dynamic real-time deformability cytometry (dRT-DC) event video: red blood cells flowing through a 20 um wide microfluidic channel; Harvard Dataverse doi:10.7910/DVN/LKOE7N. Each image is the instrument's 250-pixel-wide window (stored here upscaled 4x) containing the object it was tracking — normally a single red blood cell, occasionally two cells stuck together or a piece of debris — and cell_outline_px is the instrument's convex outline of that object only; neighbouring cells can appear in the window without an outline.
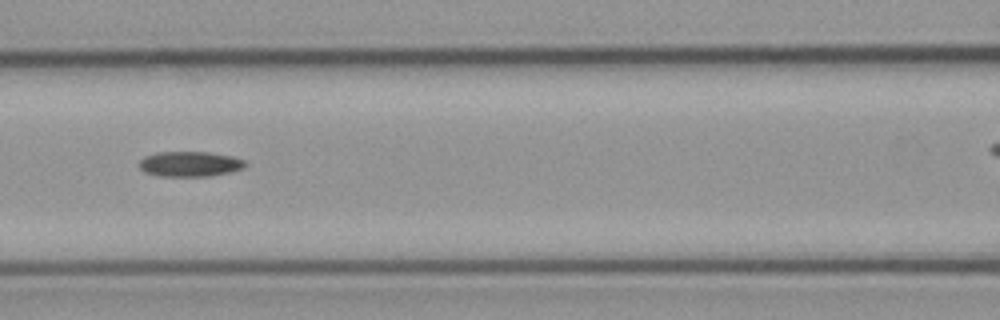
{"species": "common noctule bat (a hibernating species)", "species_latin": "Nyctalus noctula", "temperature_condition": "cold", "stored_images_in_passage": 9, "segment_of_instrument_passage": [1, 2], "camera_frame_rate_fps": 3000, "um_per_image_px": 0.085, "animal": {"sex": "male", "body_mass_g": 23.1, "forearm_length_mm": 52.7}, "frame": {"image": 1, "passage_image": 6, "time_ms": 7.0, "image_size_px": [1000, 320], "cell_outline_px": [[248, 164], [244, 168], [232, 172], [212, 176], [156, 176], [144, 172], [140, 168], [140, 160], [148, 156], [160, 152], [208, 152], [232, 156], [244, 160]], "centroid_in_image_um": [16.19, 13.95], "position_along_channel_um": 150.4, "area_um2": 15.61}}
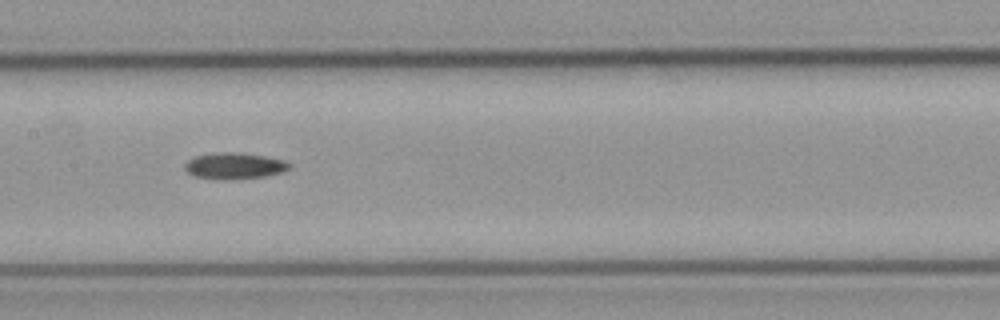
{"frame": {"image": 2, "passage_image": 7, "time_ms": 8.0, "image_size_px": [1000, 320], "cell_outline_px": [[292, 164], [284, 172], [264, 176], [228, 180], [220, 180], [196, 176], [188, 172], [184, 168], [184, 164], [188, 160], [196, 156], [212, 152], [236, 152], [264, 156], [284, 160]], "centroid_in_image_um": [19.91, 14.09], "position_along_channel_um": 187.5, "area_um2": 16.07}}
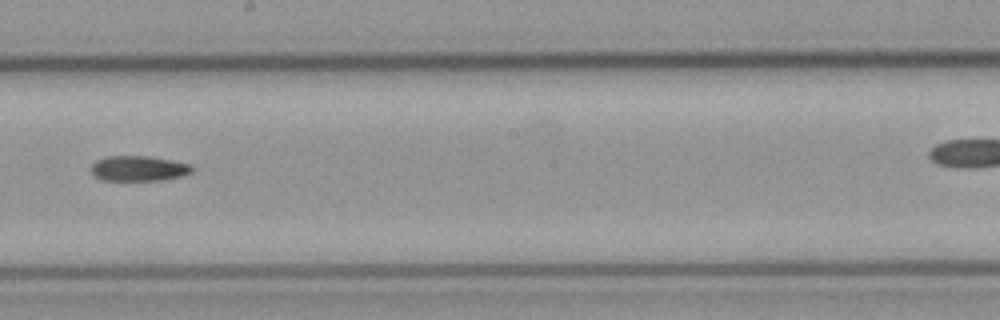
{"frame": {"image": 3, "passage_image": 8, "time_ms": 9.333, "image_size_px": [1000, 320], "cell_outline_px": [[192, 172], [184, 176], [164, 180], [100, 180], [92, 176], [88, 168], [96, 160], [108, 156], [148, 156], [172, 160], [192, 164]], "centroid_in_image_um": [11.75, 14.32], "position_along_channel_um": 236.5, "area_um2": 15.2}}